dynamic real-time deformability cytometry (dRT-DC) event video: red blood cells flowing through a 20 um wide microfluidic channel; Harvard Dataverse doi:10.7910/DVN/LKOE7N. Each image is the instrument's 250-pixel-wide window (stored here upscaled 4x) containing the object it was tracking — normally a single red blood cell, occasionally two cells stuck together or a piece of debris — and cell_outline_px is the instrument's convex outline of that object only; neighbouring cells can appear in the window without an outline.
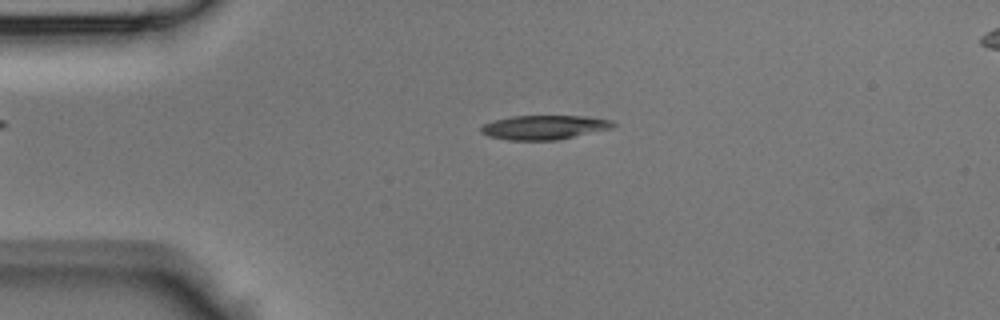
{"species": "Egyptian fruit bat (a non-hibernating species)", "species_latin": "Rousettus aegyptiacus", "temperature_condition": "room temperature", "stored_images_in_passage": 42, "camera_frame_rate_fps": 3000, "um_per_image_px": 0.085, "animal": {"sex": "male"}, "frame": {"image": 1, "passage_image": 9, "time_ms": 2.667, "image_size_px": [1000, 320], "cell_outline_px": [[616, 124], [612, 128], [556, 140], [508, 140], [488, 136], [480, 132], [480, 128], [484, 124], [496, 120], [512, 116], [588, 116], [612, 120]], "centroid_in_image_um": [46.26, 10.82], "position_along_channel_um": 38.7, "area_um2": 18.55}}
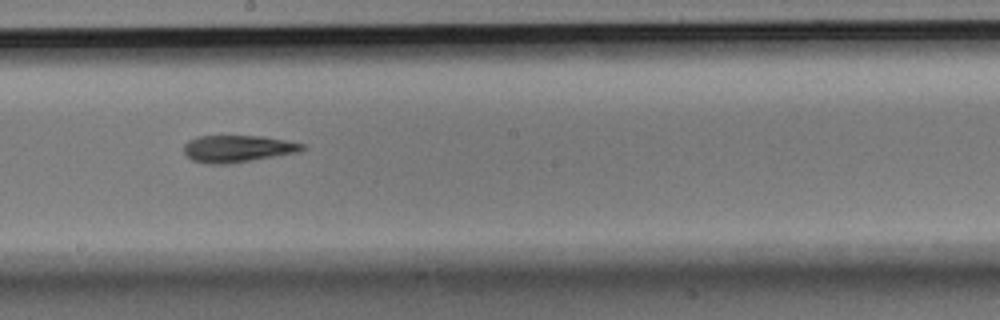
{"frame": {"image": 2, "passage_image": 23, "time_ms": 7.333, "image_size_px": [1000, 320], "cell_outline_px": [[308, 148], [300, 152], [228, 164], [208, 164], [192, 160], [184, 152], [184, 144], [188, 140], [200, 136], [260, 136], [308, 144]], "centroid_in_image_um": [20.25, 12.64], "position_along_channel_um": 228.0, "area_um2": 18.73}}
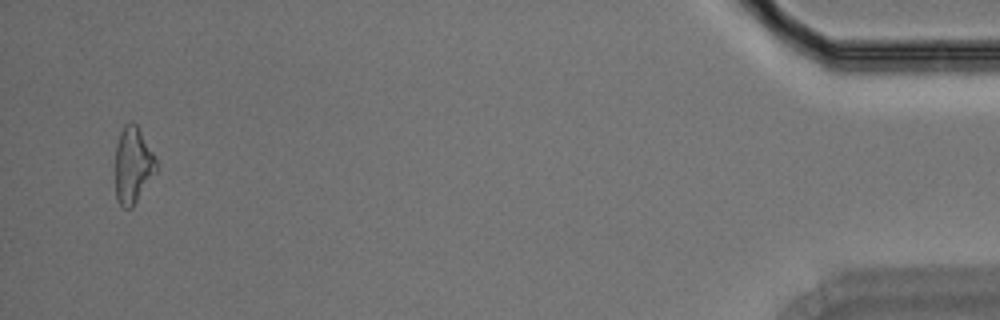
{"frame": {"image": 3, "passage_image": 41, "time_ms": 13.333, "image_size_px": [1000, 320], "cell_outline_px": [[156, 172], [132, 208], [124, 208], [116, 200], [116, 144], [120, 132], [124, 124], [132, 120], [136, 124], [152, 152], [156, 160]], "centroid_in_image_um": [11.28, 14.04], "position_along_channel_um": 423.9, "area_um2": 18.03}}